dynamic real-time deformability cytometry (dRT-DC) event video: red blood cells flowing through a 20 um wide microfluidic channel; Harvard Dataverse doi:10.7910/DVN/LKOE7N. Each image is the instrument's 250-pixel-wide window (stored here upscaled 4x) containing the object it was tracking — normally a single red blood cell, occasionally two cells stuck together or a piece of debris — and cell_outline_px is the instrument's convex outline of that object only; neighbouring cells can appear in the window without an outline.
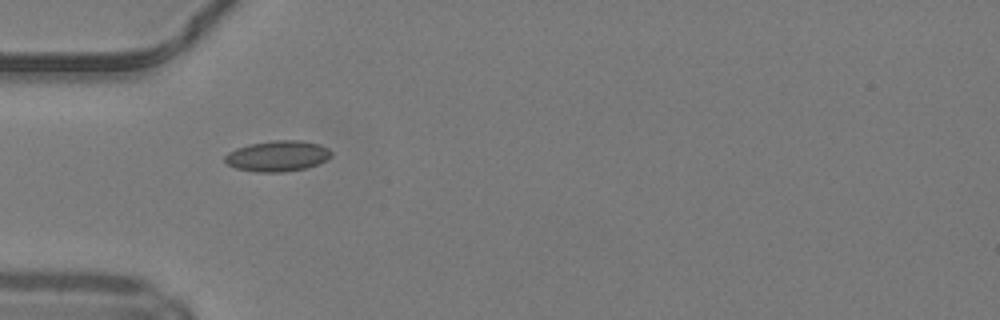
{"species": "common noctule bat (a hibernating species)", "species_latin": "Nyctalus noctula", "temperature_condition": "warm", "stored_images_in_passage": 6, "camera_frame_rate_fps": 3000, "um_per_image_px": 0.085, "animal": {"sex": "male", "body_mass_g": 19.2, "forearm_length_mm": 51.8}, "frame": {"image": 1, "passage_image": 1, "time_ms": 0.0, "image_size_px": [1000, 320], "cell_outline_px": [[332, 156], [316, 164], [304, 168], [284, 172], [256, 172], [236, 168], [228, 164], [224, 160], [224, 156], [228, 152], [236, 148], [248, 144], [272, 140], [300, 140], [320, 144], [328, 148], [332, 152]], "centroid_in_image_um": [23.57, 13.25], "position_along_channel_um": 61.4, "area_um2": 19.07}}
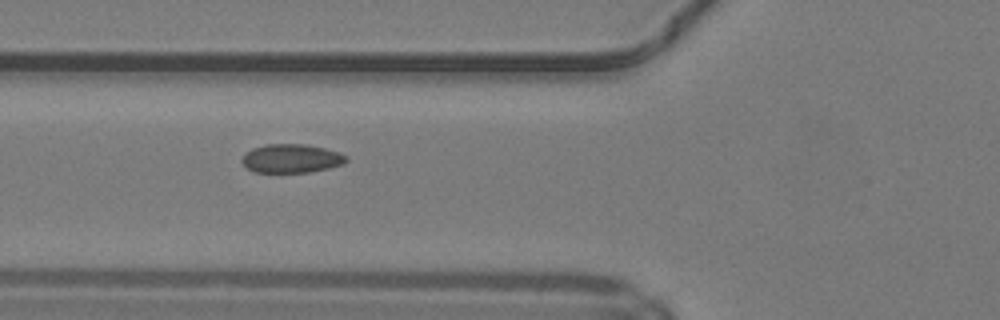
{"frame": {"image": 2, "passage_image": 4, "time_ms": 1.0, "image_size_px": [1000, 320], "cell_outline_px": [[348, 160], [344, 164], [328, 168], [308, 172], [256, 172], [248, 168], [240, 160], [244, 152], [252, 148], [264, 144], [304, 144], [324, 148], [340, 152], [348, 156]], "centroid_in_image_um": [24.77, 13.46], "position_along_channel_um": 101.0, "area_um2": 17.57}}